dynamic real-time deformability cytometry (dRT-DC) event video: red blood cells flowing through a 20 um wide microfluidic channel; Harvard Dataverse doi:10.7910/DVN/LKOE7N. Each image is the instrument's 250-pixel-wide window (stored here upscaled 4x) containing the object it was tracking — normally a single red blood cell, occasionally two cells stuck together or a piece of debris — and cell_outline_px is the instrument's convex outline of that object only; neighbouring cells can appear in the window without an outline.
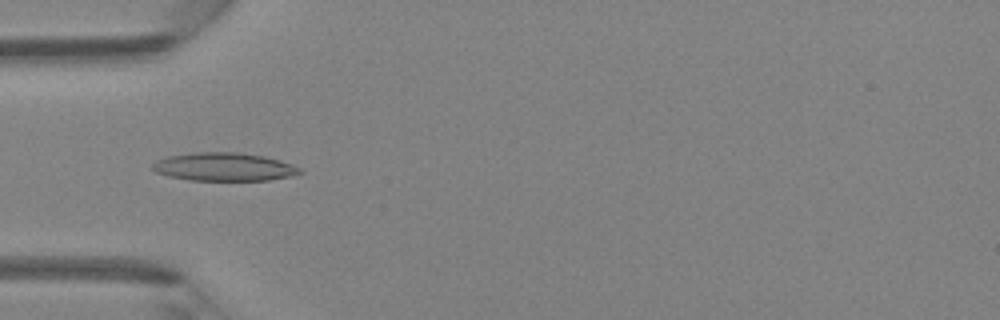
{"species": "Egyptian fruit bat (a non-hibernating species)", "species_latin": "Rousettus aegyptiacus", "temperature_condition": "room temperature", "stored_images_in_passage": 45, "camera_frame_rate_fps": 3000, "um_per_image_px": 0.085, "animal": {"sex": "female"}, "frame": {"image": 1, "passage_image": 14, "time_ms": 4.333, "image_size_px": [1000, 320], "cell_outline_px": [[304, 172], [292, 176], [268, 180], [192, 180], [168, 176], [156, 172], [152, 168], [152, 164], [156, 160], [168, 156], [192, 152], [240, 152], [264, 156], [280, 160], [292, 164], [300, 168]], "centroid_in_image_um": [19.05, 14.17], "position_along_channel_um": 65.9, "area_um2": 24.33}}
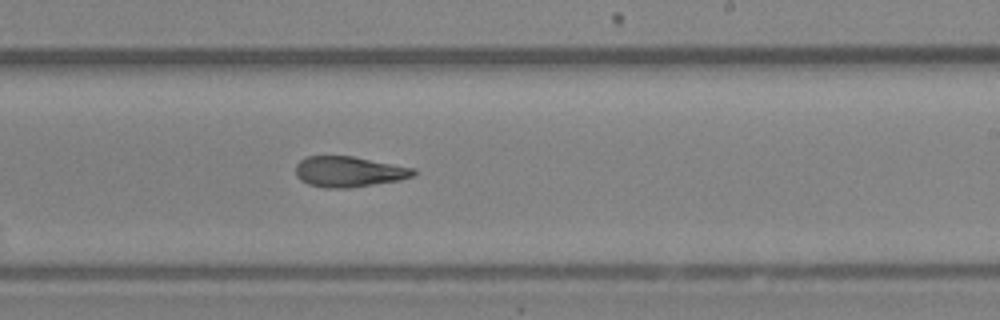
{"frame": {"image": 2, "passage_image": 27, "time_ms": 8.667, "image_size_px": [1000, 320], "cell_outline_px": [[416, 176], [400, 180], [348, 188], [324, 188], [308, 184], [300, 180], [296, 176], [296, 164], [300, 160], [308, 156], [352, 156], [416, 168]], "centroid_in_image_um": [29.67, 14.59], "position_along_channel_um": 259.3, "area_um2": 21.15}}
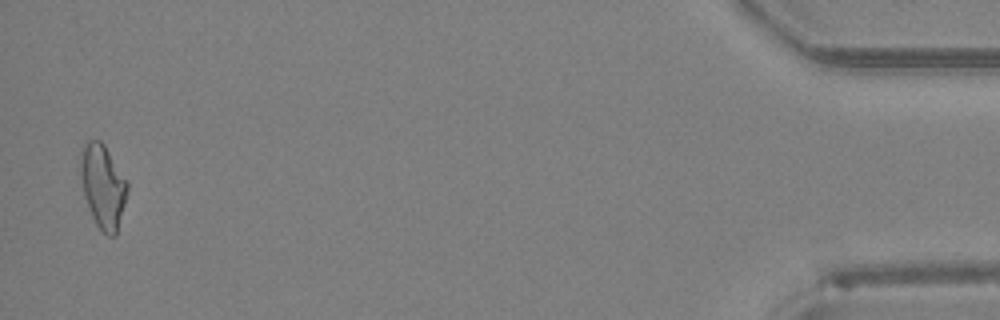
{"frame": {"image": 3, "passage_image": 44, "time_ms": 14.333, "image_size_px": [1000, 320], "cell_outline_px": [[128, 188], [116, 236], [108, 236], [96, 224], [88, 208], [84, 196], [80, 172], [80, 152], [84, 144], [88, 140], [100, 140], [104, 144], [128, 184]], "centroid_in_image_um": [8.72, 15.82], "position_along_channel_um": 426.5, "area_um2": 22.54}}